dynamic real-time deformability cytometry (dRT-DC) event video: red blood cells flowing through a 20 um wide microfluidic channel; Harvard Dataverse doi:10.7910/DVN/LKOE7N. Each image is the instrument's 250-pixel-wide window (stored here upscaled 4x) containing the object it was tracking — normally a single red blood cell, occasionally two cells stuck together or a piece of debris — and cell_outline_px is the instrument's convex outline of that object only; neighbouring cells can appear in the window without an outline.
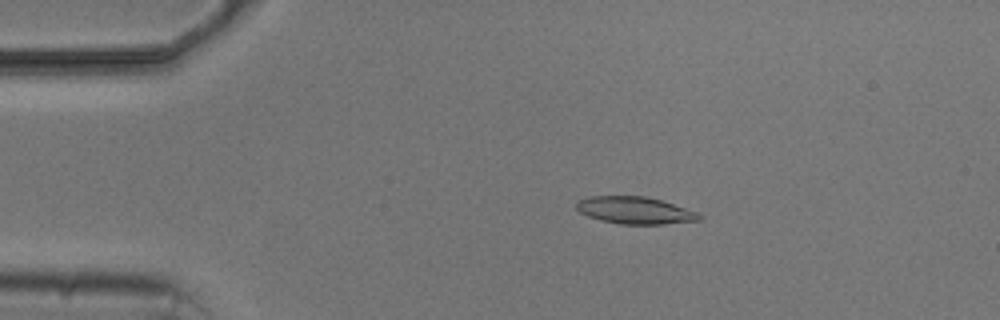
{"species": "common noctule bat (a hibernating species)", "species_latin": "Nyctalus noctula", "temperature_condition": "cold", "stored_images_in_passage": 7, "camera_frame_rate_fps": 3000, "um_per_image_px": 0.085, "animal": {"sex": "male", "body_mass_g": 20.5, "forearm_length_mm": 52.5}, "frame": {"image": 1, "passage_image": 3, "time_ms": 2.333, "image_size_px": [1000, 320], "cell_outline_px": [[704, 220], [664, 224], [620, 224], [600, 220], [588, 216], [580, 212], [576, 208], [576, 204], [580, 200], [588, 196], [644, 196], [660, 200], [700, 212], [704, 216]], "centroid_in_image_um": [54.04, 17.89], "position_along_channel_um": 31.0, "area_um2": 19.59}}
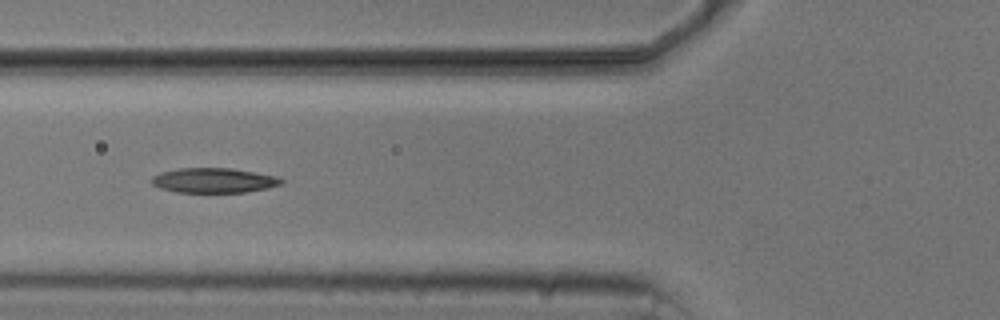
{"frame": {"image": 2, "passage_image": 6, "time_ms": 5.667, "image_size_px": [1000, 320], "cell_outline_px": [[284, 184], [268, 188], [244, 192], [176, 192], [160, 188], [152, 184], [152, 176], [160, 172], [176, 168], [232, 168], [276, 176], [284, 180]], "centroid_in_image_um": [18.17, 15.33], "position_along_channel_um": 107.6, "area_um2": 18.84}}
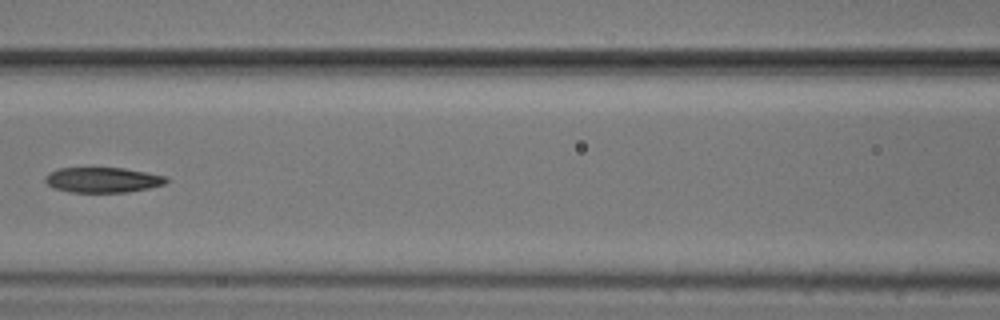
{"frame": {"image": 3, "passage_image": 7, "time_ms": 7.0, "image_size_px": [1000, 320], "cell_outline_px": [[168, 180], [164, 184], [148, 188], [128, 192], [72, 192], [52, 188], [44, 180], [44, 176], [48, 172], [60, 168], [124, 168], [168, 176]], "centroid_in_image_um": [8.71, 15.29], "position_along_channel_um": 157.9, "area_um2": 17.86}}